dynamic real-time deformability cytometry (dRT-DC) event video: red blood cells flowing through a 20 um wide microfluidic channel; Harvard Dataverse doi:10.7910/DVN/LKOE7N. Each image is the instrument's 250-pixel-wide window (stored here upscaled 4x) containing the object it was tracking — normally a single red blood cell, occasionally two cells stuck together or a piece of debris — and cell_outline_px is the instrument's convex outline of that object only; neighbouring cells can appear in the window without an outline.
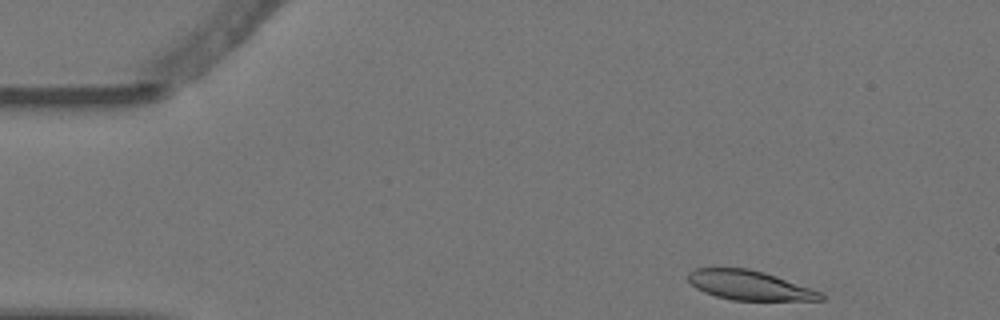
{"species": "Egyptian fruit bat (a non-hibernating species)", "species_latin": "Rousettus aegyptiacus", "temperature_condition": "warm", "stored_images_in_passage": 4, "segment_of_instrument_passage": [1, 2], "camera_frame_rate_fps": 3000, "um_per_image_px": 0.085, "animal": {"sex": "female"}, "frame": {"image": 1, "passage_image": 1, "time_ms": 0.0, "image_size_px": [1000, 320], "cell_outline_px": [[824, 300], [732, 300], [716, 296], [704, 292], [696, 288], [688, 280], [688, 272], [696, 268], [748, 268], [764, 272], [812, 288], [820, 292], [824, 296]], "centroid_in_image_um": [63.7, 24.24], "position_along_channel_um": 21.3, "area_um2": 22.66}}